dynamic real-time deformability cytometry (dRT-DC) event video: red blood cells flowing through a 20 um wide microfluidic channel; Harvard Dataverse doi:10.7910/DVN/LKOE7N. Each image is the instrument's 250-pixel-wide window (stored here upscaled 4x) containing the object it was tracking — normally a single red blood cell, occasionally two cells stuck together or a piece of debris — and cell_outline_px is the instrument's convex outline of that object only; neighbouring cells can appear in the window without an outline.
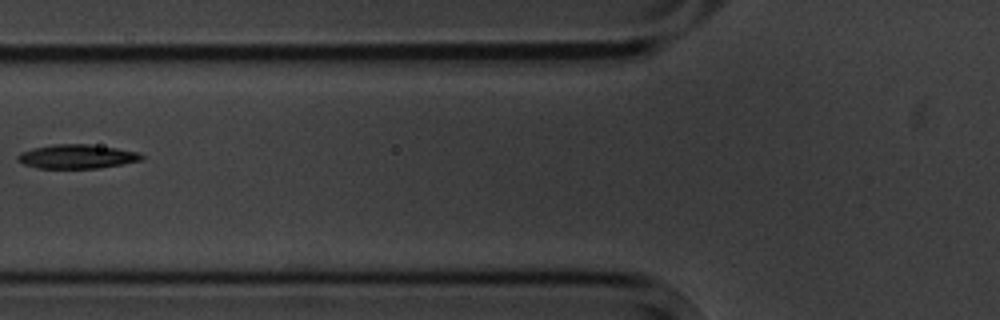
{"species": "common noctule bat (a hibernating species)", "species_latin": "Nyctalus noctula", "temperature_condition": "cold", "stored_images_in_passage": 8, "camera_frame_rate_fps": 3000, "um_per_image_px": 0.085, "animal": {"sex": "male", "body_mass_g": 20.1, "forearm_length_mm": 53.5}, "frame": {"image": 1, "passage_image": 7, "time_ms": 8.0, "image_size_px": [1000, 320], "cell_outline_px": [[144, 160], [100, 168], [36, 168], [24, 164], [16, 160], [16, 156], [20, 152], [32, 148], [52, 144], [88, 144], [116, 148], [140, 152], [144, 156]], "centroid_in_image_um": [6.54, 13.3], "position_along_channel_um": 119.3, "area_um2": 17.57}}
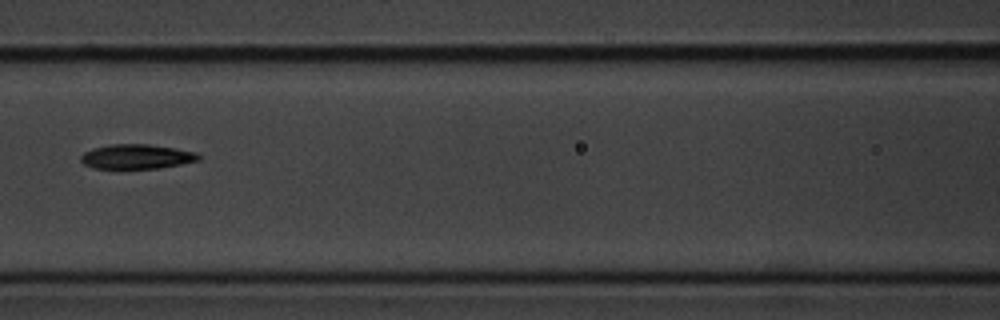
{"frame": {"image": 2, "passage_image": 8, "time_ms": 9.0, "image_size_px": [1000, 320], "cell_outline_px": [[200, 160], [160, 168], [92, 168], [84, 164], [80, 160], [80, 156], [84, 152], [92, 148], [112, 144], [148, 144], [176, 148], [196, 152], [200, 156]], "centroid_in_image_um": [11.6, 13.3], "position_along_channel_um": 155.0, "area_um2": 16.88}}